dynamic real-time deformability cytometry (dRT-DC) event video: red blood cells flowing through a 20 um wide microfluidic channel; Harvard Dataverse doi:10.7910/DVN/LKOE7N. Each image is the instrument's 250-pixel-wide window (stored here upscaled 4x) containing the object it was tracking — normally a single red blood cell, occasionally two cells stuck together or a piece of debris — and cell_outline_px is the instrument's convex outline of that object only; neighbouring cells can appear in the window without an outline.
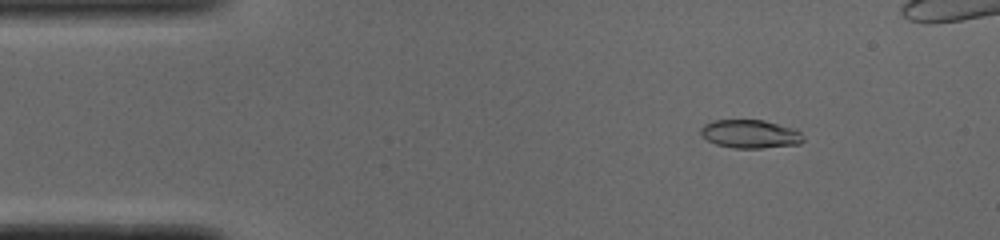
{"species": "common noctule bat (a hibernating species)", "species_latin": "Nyctalus noctula", "temperature_condition": "cold", "stored_images_in_passage": 14, "camera_frame_rate_fps": 3000, "um_per_image_px": 0.085, "animal": {"sex": "male", "body_mass_g": 19.0, "forearm_length_mm": 50.8}, "frame": {"image": 1, "passage_image": 7, "time_ms": 2.0, "image_size_px": [1000, 240], "cell_outline_px": [[804, 140], [800, 144], [760, 148], [736, 148], [716, 144], [708, 140], [700, 132], [700, 128], [704, 124], [712, 120], [764, 120], [796, 128], [800, 132]], "centroid_in_image_um": [63.79, 11.38], "position_along_channel_um": 21.2, "area_um2": 16.99}}